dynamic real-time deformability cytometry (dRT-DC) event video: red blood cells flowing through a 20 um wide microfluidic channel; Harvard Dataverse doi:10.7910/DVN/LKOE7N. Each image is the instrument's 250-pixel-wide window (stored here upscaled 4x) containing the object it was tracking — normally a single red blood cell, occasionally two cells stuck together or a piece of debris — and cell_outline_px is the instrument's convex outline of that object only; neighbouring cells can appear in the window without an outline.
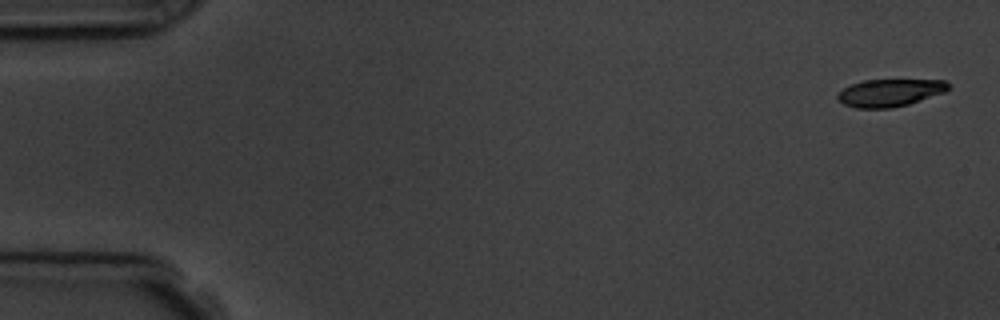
{"species": "common noctule bat (a hibernating species)", "species_latin": "Nyctalus noctula", "temperature_condition": "room temperature", "stored_images_in_passage": 5, "camera_frame_rate_fps": 3000, "um_per_image_px": 0.085, "animal": {"sex": "male", "body_mass_g": 19.5, "forearm_length_mm": 54.6}, "frame": {"image": 1, "passage_image": 1, "time_ms": 0.0, "image_size_px": [1000, 320], "cell_outline_px": [[948, 88], [944, 92], [908, 104], [892, 108], [856, 108], [844, 104], [836, 96], [844, 88], [852, 84], [864, 80], [944, 80], [948, 84]], "centroid_in_image_um": [75.62, 7.88], "position_along_channel_um": 9.4, "area_um2": 17.4}}
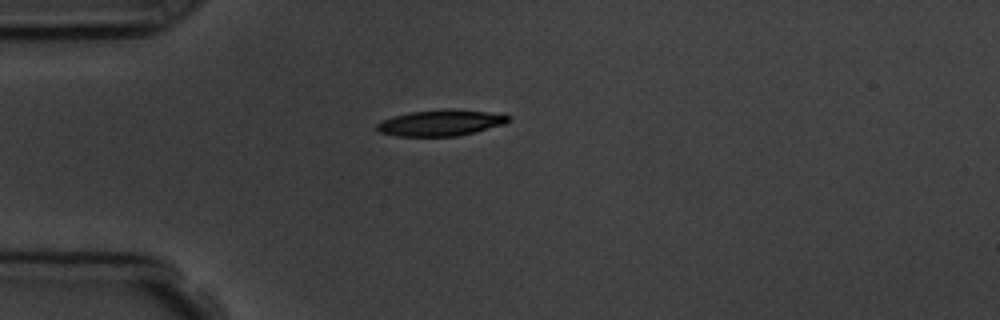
{"frame": {"image": 2, "passage_image": 5, "time_ms": 4.333, "image_size_px": [1000, 320], "cell_outline_px": [[512, 120], [504, 124], [476, 132], [460, 136], [396, 136], [380, 132], [376, 128], [376, 124], [384, 120], [396, 116], [412, 112], [448, 108], [452, 108], [504, 112], [512, 116]], "centroid_in_image_um": [37.62, 10.42], "position_along_channel_um": 47.4, "area_um2": 20.46}}